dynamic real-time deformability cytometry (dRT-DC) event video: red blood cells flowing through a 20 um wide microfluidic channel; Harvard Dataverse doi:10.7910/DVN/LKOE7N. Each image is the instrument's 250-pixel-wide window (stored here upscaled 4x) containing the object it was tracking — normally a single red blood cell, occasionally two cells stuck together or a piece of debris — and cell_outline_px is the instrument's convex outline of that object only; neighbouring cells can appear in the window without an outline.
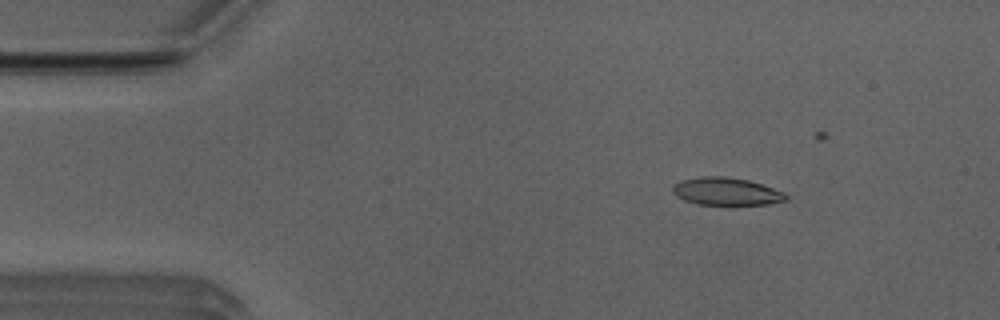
{"species": "Egyptian fruit bat (a non-hibernating species)", "species_latin": "Rousettus aegyptiacus", "temperature_condition": "room temperature", "stored_images_in_passage": 20, "camera_frame_rate_fps": 3000, "um_per_image_px": 0.085, "animal": {"sex": "male"}, "frame": {"image": 1, "passage_image": 6, "time_ms": 1.667, "image_size_px": [1000, 320], "cell_outline_px": [[788, 200], [768, 204], [696, 204], [684, 200], [676, 196], [672, 192], [672, 188], [680, 180], [700, 176], [724, 176], [748, 180], [784, 192], [788, 196]], "centroid_in_image_um": [61.71, 16.27], "position_along_channel_um": 23.3, "area_um2": 18.15}}